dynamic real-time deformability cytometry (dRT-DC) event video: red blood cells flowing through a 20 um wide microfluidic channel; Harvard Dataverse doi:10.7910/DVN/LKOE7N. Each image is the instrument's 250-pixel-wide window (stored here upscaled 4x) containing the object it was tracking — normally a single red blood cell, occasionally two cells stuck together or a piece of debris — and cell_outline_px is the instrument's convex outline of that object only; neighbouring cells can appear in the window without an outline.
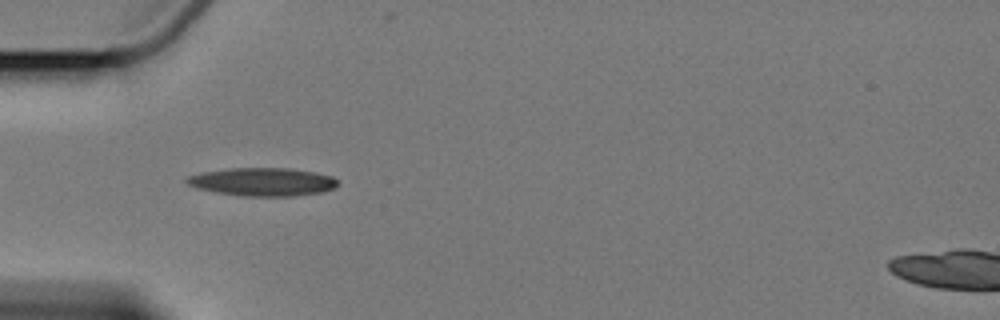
{"species": "Egyptian fruit bat (a non-hibernating species)", "species_latin": "Rousettus aegyptiacus", "temperature_condition": "cold", "stored_images_in_passage": 6, "camera_frame_rate_fps": 3000, "um_per_image_px": 0.085, "animal": {"sex": "female"}, "frame": {"image": 1, "passage_image": 5, "time_ms": 5.667, "image_size_px": [1000, 320], "cell_outline_px": [[336, 184], [332, 188], [320, 192], [292, 196], [244, 196], [216, 192], [196, 188], [188, 184], [184, 180], [188, 176], [200, 172], [228, 168], [292, 168], [316, 172], [332, 176], [336, 180]], "centroid_in_image_um": [22.27, 15.44], "position_along_channel_um": 62.7, "area_um2": 24.74}}
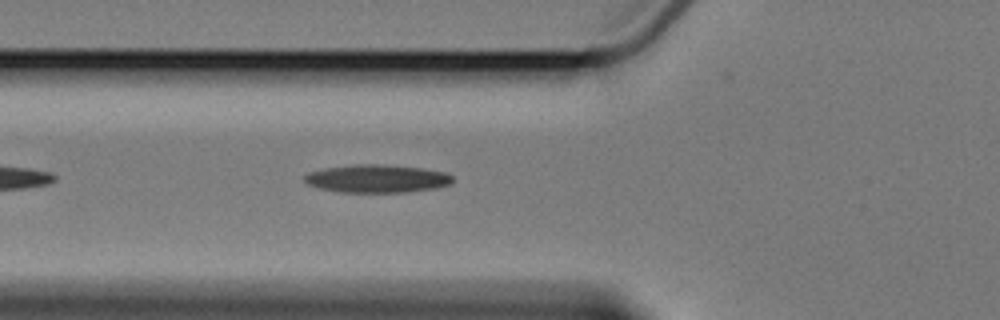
{"frame": {"image": 2, "passage_image": 6, "time_ms": 6.667, "image_size_px": [1000, 320], "cell_outline_px": [[452, 180], [448, 184], [432, 188], [400, 192], [344, 192], [320, 188], [308, 184], [304, 180], [304, 176], [308, 172], [324, 168], [352, 164], [384, 164], [424, 168], [448, 172], [452, 176]], "centroid_in_image_um": [32.02, 15.16], "position_along_channel_um": 93.8, "area_um2": 24.04}}